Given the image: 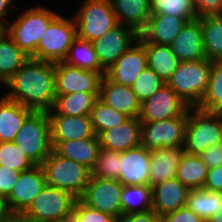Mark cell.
<instances>
[{
	"instance_id": "3957f363",
	"label": "cell",
	"mask_w": 222,
	"mask_h": 222,
	"mask_svg": "<svg viewBox=\"0 0 222 222\" xmlns=\"http://www.w3.org/2000/svg\"><path fill=\"white\" fill-rule=\"evenodd\" d=\"M211 68L208 59L180 62L167 84L190 107H197L207 91Z\"/></svg>"
},
{
	"instance_id": "9c48e42d",
	"label": "cell",
	"mask_w": 222,
	"mask_h": 222,
	"mask_svg": "<svg viewBox=\"0 0 222 222\" xmlns=\"http://www.w3.org/2000/svg\"><path fill=\"white\" fill-rule=\"evenodd\" d=\"M82 2L73 15L79 38L93 42L118 24L110 0Z\"/></svg>"
},
{
	"instance_id": "ee69618b",
	"label": "cell",
	"mask_w": 222,
	"mask_h": 222,
	"mask_svg": "<svg viewBox=\"0 0 222 222\" xmlns=\"http://www.w3.org/2000/svg\"><path fill=\"white\" fill-rule=\"evenodd\" d=\"M193 2L197 18L206 15H222V0H193Z\"/></svg>"
},
{
	"instance_id": "d6986e66",
	"label": "cell",
	"mask_w": 222,
	"mask_h": 222,
	"mask_svg": "<svg viewBox=\"0 0 222 222\" xmlns=\"http://www.w3.org/2000/svg\"><path fill=\"white\" fill-rule=\"evenodd\" d=\"M190 189L176 177L152 186V210L160 217L186 206Z\"/></svg>"
},
{
	"instance_id": "60d3db41",
	"label": "cell",
	"mask_w": 222,
	"mask_h": 222,
	"mask_svg": "<svg viewBox=\"0 0 222 222\" xmlns=\"http://www.w3.org/2000/svg\"><path fill=\"white\" fill-rule=\"evenodd\" d=\"M165 82L148 66L139 74L135 82L130 86L142 103L151 97Z\"/></svg>"
},
{
	"instance_id": "603a6c76",
	"label": "cell",
	"mask_w": 222,
	"mask_h": 222,
	"mask_svg": "<svg viewBox=\"0 0 222 222\" xmlns=\"http://www.w3.org/2000/svg\"><path fill=\"white\" fill-rule=\"evenodd\" d=\"M188 20L164 14H151L145 28L139 35L147 42L170 45Z\"/></svg>"
},
{
	"instance_id": "277c9868",
	"label": "cell",
	"mask_w": 222,
	"mask_h": 222,
	"mask_svg": "<svg viewBox=\"0 0 222 222\" xmlns=\"http://www.w3.org/2000/svg\"><path fill=\"white\" fill-rule=\"evenodd\" d=\"M41 166L47 185L66 190L78 199L83 195L91 176L88 168L59 155L54 149Z\"/></svg>"
},
{
	"instance_id": "5bb4252c",
	"label": "cell",
	"mask_w": 222,
	"mask_h": 222,
	"mask_svg": "<svg viewBox=\"0 0 222 222\" xmlns=\"http://www.w3.org/2000/svg\"><path fill=\"white\" fill-rule=\"evenodd\" d=\"M105 72L80 69L64 61L55 63V92L65 95L77 92H100Z\"/></svg>"
},
{
	"instance_id": "cb8c5ba5",
	"label": "cell",
	"mask_w": 222,
	"mask_h": 222,
	"mask_svg": "<svg viewBox=\"0 0 222 222\" xmlns=\"http://www.w3.org/2000/svg\"><path fill=\"white\" fill-rule=\"evenodd\" d=\"M53 149L61 156L82 164L90 171L95 167L99 156L98 136L69 141H51Z\"/></svg>"
},
{
	"instance_id": "44dd1931",
	"label": "cell",
	"mask_w": 222,
	"mask_h": 222,
	"mask_svg": "<svg viewBox=\"0 0 222 222\" xmlns=\"http://www.w3.org/2000/svg\"><path fill=\"white\" fill-rule=\"evenodd\" d=\"M170 47L180 62L206 59L200 20L188 21Z\"/></svg>"
},
{
	"instance_id": "db71d44e",
	"label": "cell",
	"mask_w": 222,
	"mask_h": 222,
	"mask_svg": "<svg viewBox=\"0 0 222 222\" xmlns=\"http://www.w3.org/2000/svg\"><path fill=\"white\" fill-rule=\"evenodd\" d=\"M6 222H28L20 218L19 216H11Z\"/></svg>"
},
{
	"instance_id": "e0dca14e",
	"label": "cell",
	"mask_w": 222,
	"mask_h": 222,
	"mask_svg": "<svg viewBox=\"0 0 222 222\" xmlns=\"http://www.w3.org/2000/svg\"><path fill=\"white\" fill-rule=\"evenodd\" d=\"M151 154L143 146L121 152L119 180L123 185L149 184Z\"/></svg>"
},
{
	"instance_id": "6da1fadb",
	"label": "cell",
	"mask_w": 222,
	"mask_h": 222,
	"mask_svg": "<svg viewBox=\"0 0 222 222\" xmlns=\"http://www.w3.org/2000/svg\"><path fill=\"white\" fill-rule=\"evenodd\" d=\"M3 86L8 99L33 111H49L56 97L55 63L30 57Z\"/></svg>"
},
{
	"instance_id": "ab89813d",
	"label": "cell",
	"mask_w": 222,
	"mask_h": 222,
	"mask_svg": "<svg viewBox=\"0 0 222 222\" xmlns=\"http://www.w3.org/2000/svg\"><path fill=\"white\" fill-rule=\"evenodd\" d=\"M0 165L20 172L35 166L14 142H0Z\"/></svg>"
},
{
	"instance_id": "7a4b0ae2",
	"label": "cell",
	"mask_w": 222,
	"mask_h": 222,
	"mask_svg": "<svg viewBox=\"0 0 222 222\" xmlns=\"http://www.w3.org/2000/svg\"><path fill=\"white\" fill-rule=\"evenodd\" d=\"M37 5L23 10L6 26L8 35L30 57L36 52L41 35L60 14L46 5Z\"/></svg>"
},
{
	"instance_id": "484cf974",
	"label": "cell",
	"mask_w": 222,
	"mask_h": 222,
	"mask_svg": "<svg viewBox=\"0 0 222 222\" xmlns=\"http://www.w3.org/2000/svg\"><path fill=\"white\" fill-rule=\"evenodd\" d=\"M0 98V142H13L26 118L33 112L20 103L8 99L4 94Z\"/></svg>"
},
{
	"instance_id": "ffe728a7",
	"label": "cell",
	"mask_w": 222,
	"mask_h": 222,
	"mask_svg": "<svg viewBox=\"0 0 222 222\" xmlns=\"http://www.w3.org/2000/svg\"><path fill=\"white\" fill-rule=\"evenodd\" d=\"M51 141H69L94 137L90 115L70 116L48 114Z\"/></svg>"
},
{
	"instance_id": "f5cc1de1",
	"label": "cell",
	"mask_w": 222,
	"mask_h": 222,
	"mask_svg": "<svg viewBox=\"0 0 222 222\" xmlns=\"http://www.w3.org/2000/svg\"><path fill=\"white\" fill-rule=\"evenodd\" d=\"M207 222H222V213L221 214H212Z\"/></svg>"
},
{
	"instance_id": "681fc988",
	"label": "cell",
	"mask_w": 222,
	"mask_h": 222,
	"mask_svg": "<svg viewBox=\"0 0 222 222\" xmlns=\"http://www.w3.org/2000/svg\"><path fill=\"white\" fill-rule=\"evenodd\" d=\"M12 9H15L14 0H0V23L7 26Z\"/></svg>"
},
{
	"instance_id": "4316f807",
	"label": "cell",
	"mask_w": 222,
	"mask_h": 222,
	"mask_svg": "<svg viewBox=\"0 0 222 222\" xmlns=\"http://www.w3.org/2000/svg\"><path fill=\"white\" fill-rule=\"evenodd\" d=\"M118 23L132 27L138 34L151 16L150 0H110Z\"/></svg>"
},
{
	"instance_id": "c3c4849f",
	"label": "cell",
	"mask_w": 222,
	"mask_h": 222,
	"mask_svg": "<svg viewBox=\"0 0 222 222\" xmlns=\"http://www.w3.org/2000/svg\"><path fill=\"white\" fill-rule=\"evenodd\" d=\"M160 216L153 210L143 213L124 214L118 222H156Z\"/></svg>"
},
{
	"instance_id": "52a82bcc",
	"label": "cell",
	"mask_w": 222,
	"mask_h": 222,
	"mask_svg": "<svg viewBox=\"0 0 222 222\" xmlns=\"http://www.w3.org/2000/svg\"><path fill=\"white\" fill-rule=\"evenodd\" d=\"M76 37L77 25L74 17L59 14L41 35L36 52L31 57L53 63L64 61Z\"/></svg>"
},
{
	"instance_id": "d6a6232c",
	"label": "cell",
	"mask_w": 222,
	"mask_h": 222,
	"mask_svg": "<svg viewBox=\"0 0 222 222\" xmlns=\"http://www.w3.org/2000/svg\"><path fill=\"white\" fill-rule=\"evenodd\" d=\"M186 206L207 222L212 214L222 213V192L209 191L204 188L190 190Z\"/></svg>"
},
{
	"instance_id": "7402d4cb",
	"label": "cell",
	"mask_w": 222,
	"mask_h": 222,
	"mask_svg": "<svg viewBox=\"0 0 222 222\" xmlns=\"http://www.w3.org/2000/svg\"><path fill=\"white\" fill-rule=\"evenodd\" d=\"M99 99L114 110L124 113L129 118L139 117L141 102L130 86L117 84L103 76Z\"/></svg>"
},
{
	"instance_id": "e575fe53",
	"label": "cell",
	"mask_w": 222,
	"mask_h": 222,
	"mask_svg": "<svg viewBox=\"0 0 222 222\" xmlns=\"http://www.w3.org/2000/svg\"><path fill=\"white\" fill-rule=\"evenodd\" d=\"M64 62L84 70L105 72L100 66L93 42L78 36L72 42Z\"/></svg>"
},
{
	"instance_id": "816d5d0a",
	"label": "cell",
	"mask_w": 222,
	"mask_h": 222,
	"mask_svg": "<svg viewBox=\"0 0 222 222\" xmlns=\"http://www.w3.org/2000/svg\"><path fill=\"white\" fill-rule=\"evenodd\" d=\"M51 222H76L75 220V217L73 214H70L66 217H63V218H59V219H56L54 221H51Z\"/></svg>"
},
{
	"instance_id": "2e32d148",
	"label": "cell",
	"mask_w": 222,
	"mask_h": 222,
	"mask_svg": "<svg viewBox=\"0 0 222 222\" xmlns=\"http://www.w3.org/2000/svg\"><path fill=\"white\" fill-rule=\"evenodd\" d=\"M147 66L146 49L137 40L114 64L105 70L104 76L117 84L131 86Z\"/></svg>"
},
{
	"instance_id": "f907efd6",
	"label": "cell",
	"mask_w": 222,
	"mask_h": 222,
	"mask_svg": "<svg viewBox=\"0 0 222 222\" xmlns=\"http://www.w3.org/2000/svg\"><path fill=\"white\" fill-rule=\"evenodd\" d=\"M10 217L5 206V201L0 196V222H6Z\"/></svg>"
},
{
	"instance_id": "f1b7e54d",
	"label": "cell",
	"mask_w": 222,
	"mask_h": 222,
	"mask_svg": "<svg viewBox=\"0 0 222 222\" xmlns=\"http://www.w3.org/2000/svg\"><path fill=\"white\" fill-rule=\"evenodd\" d=\"M100 92H77L56 95L54 104L48 114L70 116L90 115Z\"/></svg>"
},
{
	"instance_id": "11a10c76",
	"label": "cell",
	"mask_w": 222,
	"mask_h": 222,
	"mask_svg": "<svg viewBox=\"0 0 222 222\" xmlns=\"http://www.w3.org/2000/svg\"><path fill=\"white\" fill-rule=\"evenodd\" d=\"M6 33V25L4 23H0V38Z\"/></svg>"
},
{
	"instance_id": "7bdbcfd3",
	"label": "cell",
	"mask_w": 222,
	"mask_h": 222,
	"mask_svg": "<svg viewBox=\"0 0 222 222\" xmlns=\"http://www.w3.org/2000/svg\"><path fill=\"white\" fill-rule=\"evenodd\" d=\"M21 172L0 165V196L5 199L18 181Z\"/></svg>"
},
{
	"instance_id": "8992f818",
	"label": "cell",
	"mask_w": 222,
	"mask_h": 222,
	"mask_svg": "<svg viewBox=\"0 0 222 222\" xmlns=\"http://www.w3.org/2000/svg\"><path fill=\"white\" fill-rule=\"evenodd\" d=\"M222 113L190 107L185 131L184 151L200 155L219 143Z\"/></svg>"
},
{
	"instance_id": "b9f144b4",
	"label": "cell",
	"mask_w": 222,
	"mask_h": 222,
	"mask_svg": "<svg viewBox=\"0 0 222 222\" xmlns=\"http://www.w3.org/2000/svg\"><path fill=\"white\" fill-rule=\"evenodd\" d=\"M76 222H118V219L110 214L98 211L85 205L77 199L73 213Z\"/></svg>"
},
{
	"instance_id": "f35d334b",
	"label": "cell",
	"mask_w": 222,
	"mask_h": 222,
	"mask_svg": "<svg viewBox=\"0 0 222 222\" xmlns=\"http://www.w3.org/2000/svg\"><path fill=\"white\" fill-rule=\"evenodd\" d=\"M121 152L100 148L99 156L91 175L101 179L119 177Z\"/></svg>"
},
{
	"instance_id": "d590c367",
	"label": "cell",
	"mask_w": 222,
	"mask_h": 222,
	"mask_svg": "<svg viewBox=\"0 0 222 222\" xmlns=\"http://www.w3.org/2000/svg\"><path fill=\"white\" fill-rule=\"evenodd\" d=\"M198 108L222 113V60L212 61L207 91Z\"/></svg>"
},
{
	"instance_id": "ac0fdd59",
	"label": "cell",
	"mask_w": 222,
	"mask_h": 222,
	"mask_svg": "<svg viewBox=\"0 0 222 222\" xmlns=\"http://www.w3.org/2000/svg\"><path fill=\"white\" fill-rule=\"evenodd\" d=\"M101 148L124 152L141 145V121L139 117L129 118L123 124L100 132Z\"/></svg>"
},
{
	"instance_id": "9f6ffc18",
	"label": "cell",
	"mask_w": 222,
	"mask_h": 222,
	"mask_svg": "<svg viewBox=\"0 0 222 222\" xmlns=\"http://www.w3.org/2000/svg\"><path fill=\"white\" fill-rule=\"evenodd\" d=\"M219 144L222 146V120H221V129H220V136H219Z\"/></svg>"
},
{
	"instance_id": "9a60e30c",
	"label": "cell",
	"mask_w": 222,
	"mask_h": 222,
	"mask_svg": "<svg viewBox=\"0 0 222 222\" xmlns=\"http://www.w3.org/2000/svg\"><path fill=\"white\" fill-rule=\"evenodd\" d=\"M138 36L132 27L118 23L102 37L93 41L100 66L107 70L138 40Z\"/></svg>"
},
{
	"instance_id": "d4e9b609",
	"label": "cell",
	"mask_w": 222,
	"mask_h": 222,
	"mask_svg": "<svg viewBox=\"0 0 222 222\" xmlns=\"http://www.w3.org/2000/svg\"><path fill=\"white\" fill-rule=\"evenodd\" d=\"M184 147H166L150 150L149 185L153 186L176 177Z\"/></svg>"
},
{
	"instance_id": "7c38bea8",
	"label": "cell",
	"mask_w": 222,
	"mask_h": 222,
	"mask_svg": "<svg viewBox=\"0 0 222 222\" xmlns=\"http://www.w3.org/2000/svg\"><path fill=\"white\" fill-rule=\"evenodd\" d=\"M190 106L167 83L141 103L139 120L155 122L188 114Z\"/></svg>"
},
{
	"instance_id": "74e56055",
	"label": "cell",
	"mask_w": 222,
	"mask_h": 222,
	"mask_svg": "<svg viewBox=\"0 0 222 222\" xmlns=\"http://www.w3.org/2000/svg\"><path fill=\"white\" fill-rule=\"evenodd\" d=\"M150 10L151 14L172 15L188 21L197 19L193 0H150Z\"/></svg>"
},
{
	"instance_id": "1f68e13d",
	"label": "cell",
	"mask_w": 222,
	"mask_h": 222,
	"mask_svg": "<svg viewBox=\"0 0 222 222\" xmlns=\"http://www.w3.org/2000/svg\"><path fill=\"white\" fill-rule=\"evenodd\" d=\"M208 167L199 157L186 152L181 157L176 178L190 190L201 189L205 185Z\"/></svg>"
},
{
	"instance_id": "83f0119b",
	"label": "cell",
	"mask_w": 222,
	"mask_h": 222,
	"mask_svg": "<svg viewBox=\"0 0 222 222\" xmlns=\"http://www.w3.org/2000/svg\"><path fill=\"white\" fill-rule=\"evenodd\" d=\"M138 40L147 53V64L165 83L172 77L180 61L172 52L170 45H159L145 41L140 35Z\"/></svg>"
},
{
	"instance_id": "8fae6325",
	"label": "cell",
	"mask_w": 222,
	"mask_h": 222,
	"mask_svg": "<svg viewBox=\"0 0 222 222\" xmlns=\"http://www.w3.org/2000/svg\"><path fill=\"white\" fill-rule=\"evenodd\" d=\"M123 184L115 179L90 176L88 185L79 198L85 205L119 219L122 216L121 194Z\"/></svg>"
},
{
	"instance_id": "f546056e",
	"label": "cell",
	"mask_w": 222,
	"mask_h": 222,
	"mask_svg": "<svg viewBox=\"0 0 222 222\" xmlns=\"http://www.w3.org/2000/svg\"><path fill=\"white\" fill-rule=\"evenodd\" d=\"M29 58L6 32L0 38V84L4 85Z\"/></svg>"
},
{
	"instance_id": "30bf717a",
	"label": "cell",
	"mask_w": 222,
	"mask_h": 222,
	"mask_svg": "<svg viewBox=\"0 0 222 222\" xmlns=\"http://www.w3.org/2000/svg\"><path fill=\"white\" fill-rule=\"evenodd\" d=\"M188 114L155 122H141V146L148 150L184 147Z\"/></svg>"
},
{
	"instance_id": "5b68a950",
	"label": "cell",
	"mask_w": 222,
	"mask_h": 222,
	"mask_svg": "<svg viewBox=\"0 0 222 222\" xmlns=\"http://www.w3.org/2000/svg\"><path fill=\"white\" fill-rule=\"evenodd\" d=\"M13 142L35 165H41L53 149L47 111H33L24 121Z\"/></svg>"
},
{
	"instance_id": "8d00e7d4",
	"label": "cell",
	"mask_w": 222,
	"mask_h": 222,
	"mask_svg": "<svg viewBox=\"0 0 222 222\" xmlns=\"http://www.w3.org/2000/svg\"><path fill=\"white\" fill-rule=\"evenodd\" d=\"M92 127L96 135L104 130L123 124L129 117L124 113L114 110L107 106L102 100L98 99L90 113Z\"/></svg>"
},
{
	"instance_id": "f6af8a7d",
	"label": "cell",
	"mask_w": 222,
	"mask_h": 222,
	"mask_svg": "<svg viewBox=\"0 0 222 222\" xmlns=\"http://www.w3.org/2000/svg\"><path fill=\"white\" fill-rule=\"evenodd\" d=\"M164 222H204L197 214L187 206L181 207L175 212L161 216Z\"/></svg>"
},
{
	"instance_id": "7dc6e473",
	"label": "cell",
	"mask_w": 222,
	"mask_h": 222,
	"mask_svg": "<svg viewBox=\"0 0 222 222\" xmlns=\"http://www.w3.org/2000/svg\"><path fill=\"white\" fill-rule=\"evenodd\" d=\"M203 188L209 191L222 192V165L213 169H208Z\"/></svg>"
},
{
	"instance_id": "4dcf8cb0",
	"label": "cell",
	"mask_w": 222,
	"mask_h": 222,
	"mask_svg": "<svg viewBox=\"0 0 222 222\" xmlns=\"http://www.w3.org/2000/svg\"><path fill=\"white\" fill-rule=\"evenodd\" d=\"M202 26L206 59L222 60V15L198 17Z\"/></svg>"
},
{
	"instance_id": "4fadbf2b",
	"label": "cell",
	"mask_w": 222,
	"mask_h": 222,
	"mask_svg": "<svg viewBox=\"0 0 222 222\" xmlns=\"http://www.w3.org/2000/svg\"><path fill=\"white\" fill-rule=\"evenodd\" d=\"M46 184L41 165H35L31 169L21 172L11 193L4 199L8 214L20 216Z\"/></svg>"
},
{
	"instance_id": "6f0895ef",
	"label": "cell",
	"mask_w": 222,
	"mask_h": 222,
	"mask_svg": "<svg viewBox=\"0 0 222 222\" xmlns=\"http://www.w3.org/2000/svg\"><path fill=\"white\" fill-rule=\"evenodd\" d=\"M156 222H164V220L160 217Z\"/></svg>"
},
{
	"instance_id": "ba28073f",
	"label": "cell",
	"mask_w": 222,
	"mask_h": 222,
	"mask_svg": "<svg viewBox=\"0 0 222 222\" xmlns=\"http://www.w3.org/2000/svg\"><path fill=\"white\" fill-rule=\"evenodd\" d=\"M77 199L66 190L46 184L19 217L28 222H51L72 214Z\"/></svg>"
},
{
	"instance_id": "bcb514c9",
	"label": "cell",
	"mask_w": 222,
	"mask_h": 222,
	"mask_svg": "<svg viewBox=\"0 0 222 222\" xmlns=\"http://www.w3.org/2000/svg\"><path fill=\"white\" fill-rule=\"evenodd\" d=\"M199 157L206 164L208 169H213L222 165V146L218 143L208 147Z\"/></svg>"
},
{
	"instance_id": "836d02e7",
	"label": "cell",
	"mask_w": 222,
	"mask_h": 222,
	"mask_svg": "<svg viewBox=\"0 0 222 222\" xmlns=\"http://www.w3.org/2000/svg\"><path fill=\"white\" fill-rule=\"evenodd\" d=\"M122 215L152 210V186L123 185L121 194Z\"/></svg>"
}]
</instances>
